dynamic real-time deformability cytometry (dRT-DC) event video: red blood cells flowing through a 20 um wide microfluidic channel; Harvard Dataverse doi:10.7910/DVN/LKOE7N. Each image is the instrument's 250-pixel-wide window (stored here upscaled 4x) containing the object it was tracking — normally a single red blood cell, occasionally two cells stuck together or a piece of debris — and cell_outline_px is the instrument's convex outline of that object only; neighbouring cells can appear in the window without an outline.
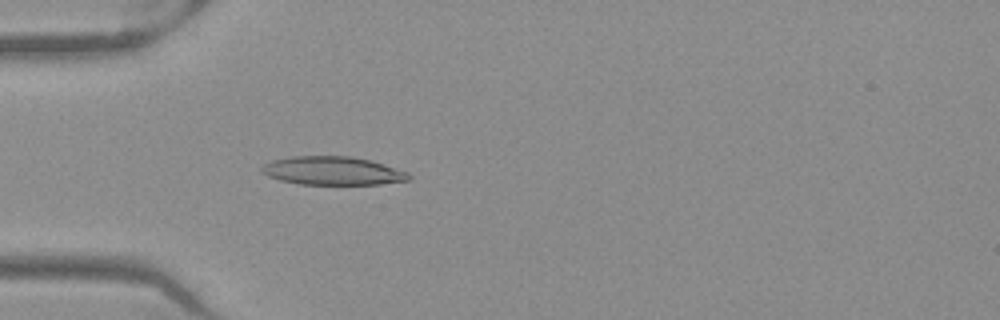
{"species": "Egyptian fruit bat (a non-hibernating species)", "species_latin": "Rousettus aegyptiacus", "temperature_condition": "warm", "stored_images_in_passage": 51, "camera_frame_rate_fps": 3000, "um_per_image_px": 0.085, "frame": {"image": 1, "passage_image": 15, "time_ms": 4.667, "image_size_px": [1000, 320], "cell_outline_px": [[412, 176], [408, 180], [380, 184], [300, 184], [280, 180], [268, 176], [260, 172], [260, 168], [264, 164], [272, 160], [292, 156], [352, 156], [372, 160], [408, 172]], "centroid_in_image_um": [28.27, 14.51], "position_along_channel_um": 56.7, "area_um2": 24.45}}
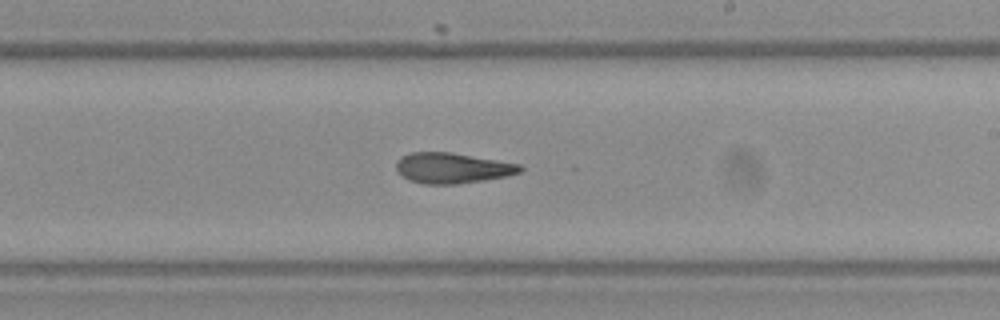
{"frame": {"image": 2, "passage_image": 30, "time_ms": 9.667, "image_size_px": [1000, 320], "cell_outline_px": [[524, 168], [520, 172], [504, 176], [484, 180], [456, 184], [424, 184], [408, 180], [400, 176], [396, 172], [396, 160], [400, 156], [412, 152], [448, 152], [520, 164]], "centroid_in_image_um": [38.36, 14.29], "position_along_channel_um": 250.6, "area_um2": 22.02}}
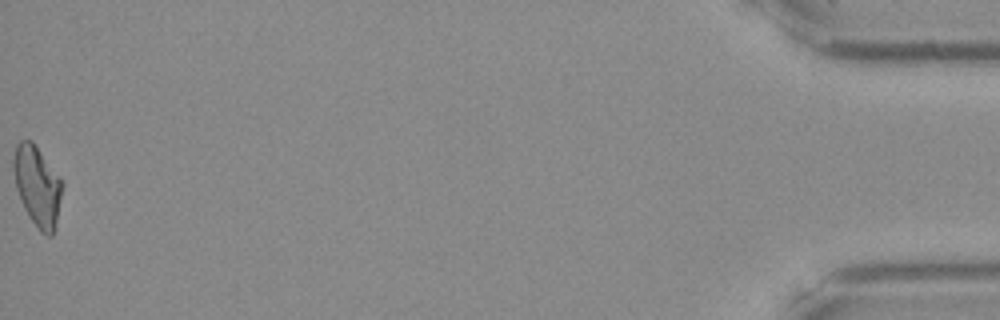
{"frame": {"image": 3, "passage_image": 51, "time_ms": 16.667, "image_size_px": [1000, 320], "cell_outline_px": [[64, 184], [56, 220], [52, 236], [48, 236], [40, 232], [28, 216], [24, 208], [16, 188], [12, 168], [12, 160], [16, 144], [20, 140], [32, 140], [60, 176]], "centroid_in_image_um": [3.16, 15.78], "position_along_channel_um": 432.0, "area_um2": 22.95}, "authors_computed_cell_mechanics": {"area_um2": 22.9466, "velocity_mm_per_s": 3.9923, "shape_relaxation_time_tau1_ms": null, "shape_relaxation_time_tau2_ms": 5.3567, "deformation_change_tau1": null, "deformation_change_tau2": 0.1578}}